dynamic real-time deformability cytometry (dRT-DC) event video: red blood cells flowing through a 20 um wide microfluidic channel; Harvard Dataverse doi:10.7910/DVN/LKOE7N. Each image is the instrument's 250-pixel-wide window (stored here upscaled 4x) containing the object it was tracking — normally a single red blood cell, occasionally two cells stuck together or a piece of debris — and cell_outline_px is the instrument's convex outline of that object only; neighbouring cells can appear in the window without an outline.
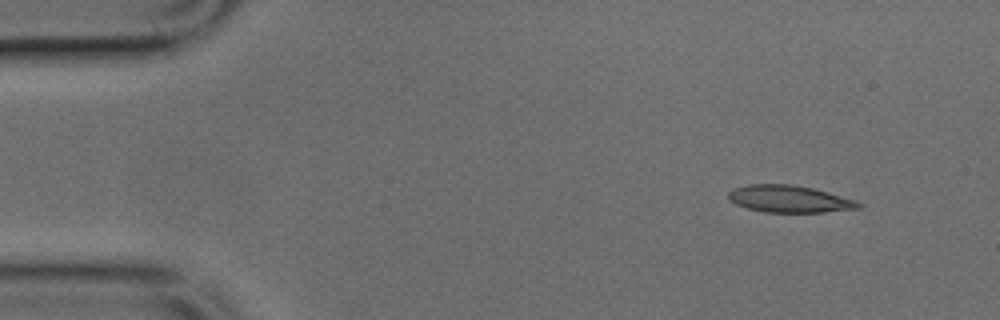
{"species": "common noctule bat (a hibernating species)", "species_latin": "Nyctalus noctula", "temperature_condition": "cold", "stored_images_in_passage": 3, "camera_frame_rate_fps": 3000, "um_per_image_px": 0.085, "animal": {"sex": "male", "body_mass_g": 17.9, "forearm_length_mm": 54.2}, "frame": {"image": 1, "passage_image": 1, "time_ms": 0.0, "image_size_px": [1000, 320], "cell_outline_px": [[864, 204], [860, 208], [824, 212], [764, 212], [748, 208], [736, 204], [728, 200], [728, 192], [732, 188], [748, 184], [792, 184], [812, 188], [828, 192], [856, 200]], "centroid_in_image_um": [67.08, 16.9], "position_along_channel_um": 17.9, "area_um2": 20.63}}